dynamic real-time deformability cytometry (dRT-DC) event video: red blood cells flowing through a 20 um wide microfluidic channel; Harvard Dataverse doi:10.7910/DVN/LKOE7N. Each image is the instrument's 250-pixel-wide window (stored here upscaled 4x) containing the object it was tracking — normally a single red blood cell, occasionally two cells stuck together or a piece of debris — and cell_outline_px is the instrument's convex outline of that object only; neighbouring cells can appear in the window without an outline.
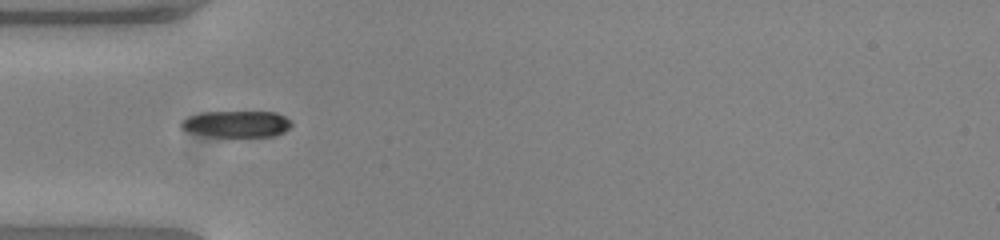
{"species": "common noctule bat (a hibernating species)", "species_latin": "Nyctalus noctula", "temperature_condition": "warm", "stored_images_in_passage": 37, "camera_frame_rate_fps": 3000, "um_per_image_px": 0.085, "animal": {"sex": "female", "body_mass_g": 23.0, "forearm_length_mm": 53.4}, "frame": {"image": 1, "passage_image": 1, "time_ms": 0.0, "image_size_px": [1000, 240], "cell_outline_px": [[292, 124], [284, 132], [276, 136], [212, 136], [188, 132], [180, 128], [180, 120], [188, 116], [204, 112], [276, 112], [292, 120]], "centroid_in_image_um": [20.1, 10.53], "position_along_channel_um": 64.9, "area_um2": 17.11}}
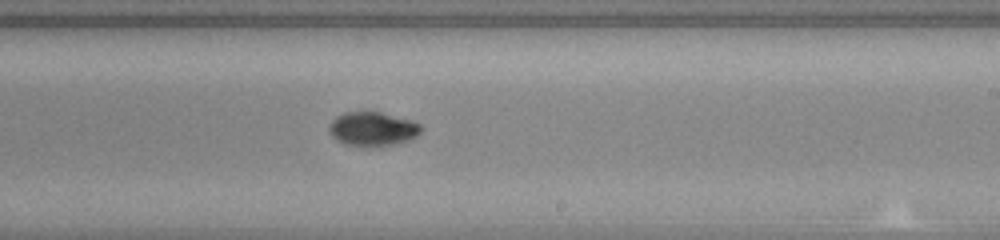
{"frame": {"image": 2, "passage_image": 16, "time_ms": 5.0, "image_size_px": [1000, 240], "cell_outline_px": [[424, 128], [416, 136], [408, 140], [396, 144], [344, 144], [336, 140], [332, 136], [328, 128], [332, 120], [336, 116], [344, 112], [380, 112], [408, 120], [420, 124]], "centroid_in_image_um": [31.65, 10.93], "position_along_channel_um": 257.3, "area_um2": 17.63}}
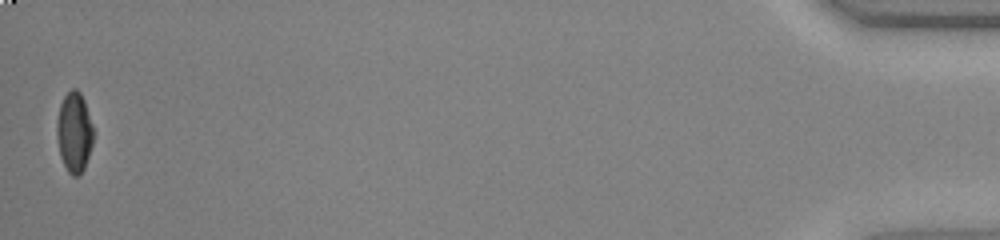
{"frame": {"image": 3, "passage_image": 37, "time_ms": 12.0, "image_size_px": [1000, 240], "cell_outline_px": [[96, 132], [84, 168], [80, 176], [72, 176], [68, 172], [60, 156], [56, 136], [56, 124], [60, 104], [64, 96], [72, 88], [76, 88], [80, 92], [84, 100]], "centroid_in_image_um": [6.32, 11.24], "position_along_channel_um": 428.9, "area_um2": 17.4}, "authors_computed_cell_mechanics": {"area_um2": 17.7446, "velocity_mm_per_s": 3.8526, "shape_relaxation_time_tau1_ms": 4.4006, "shape_relaxation_time_tau2_ms": 3.7598, "deformation_change_tau1": 0.1632, "deformation_change_tau2": 0.0473}}